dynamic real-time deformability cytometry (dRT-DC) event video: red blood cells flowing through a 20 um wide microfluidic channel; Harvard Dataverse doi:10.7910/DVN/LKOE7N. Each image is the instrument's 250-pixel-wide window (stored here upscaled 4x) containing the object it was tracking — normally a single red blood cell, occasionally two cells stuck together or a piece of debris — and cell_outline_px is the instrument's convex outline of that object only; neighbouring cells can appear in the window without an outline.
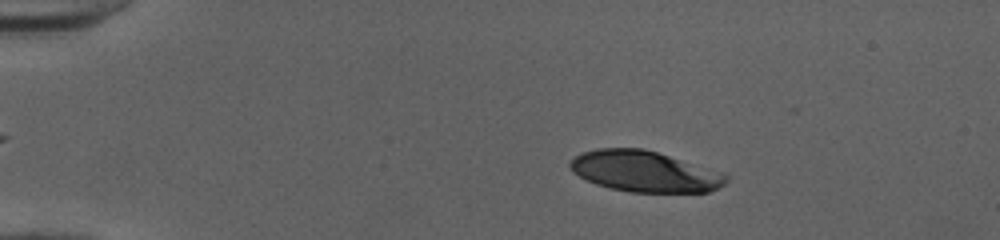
{"species": "human", "species_latin": "Homo sapiens", "temperature_condition": "cold", "stored_images_in_passage": 48, "camera_frame_rate_fps": 3000, "um_per_image_px": 0.085, "donor": {"sex": "female"}, "frame": {"image": 1, "passage_image": 6, "time_ms": 1.667, "image_size_px": [1000, 240], "cell_outline_px": [[728, 180], [724, 184], [708, 192], [632, 192], [608, 188], [596, 184], [572, 172], [568, 164], [580, 152], [596, 148], [644, 148], [724, 172], [728, 176]], "centroid_in_image_um": [54.79, 14.56], "position_along_channel_um": 30.2, "area_um2": 37.34}}
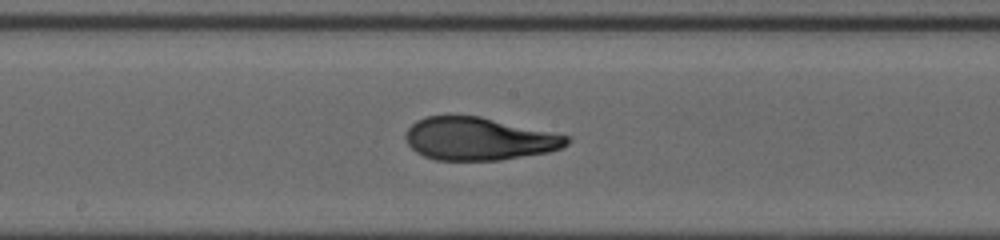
{"frame": {"image": 2, "passage_image": 25, "time_ms": 8.0, "image_size_px": [1000, 240], "cell_outline_px": [[572, 140], [564, 148], [548, 152], [500, 160], [436, 160], [424, 156], [416, 152], [408, 144], [404, 136], [408, 128], [416, 120], [424, 116], [480, 116], [568, 136]], "centroid_in_image_um": [40.69, 11.8], "position_along_channel_um": 207.5, "area_um2": 40.11}}
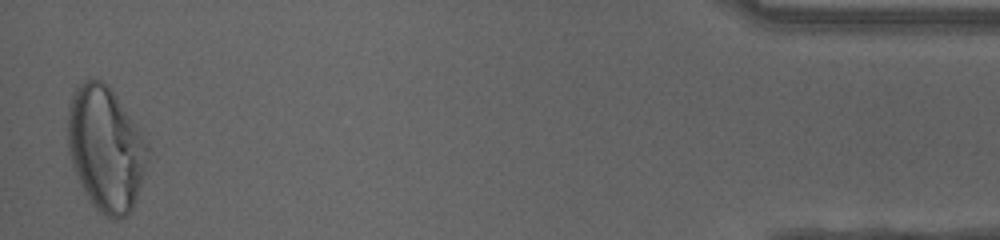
{"frame": {"image": 3, "passage_image": 47, "time_ms": 15.333, "image_size_px": [1000, 240], "cell_outline_px": [[148, 152], [136, 200], [132, 208], [124, 216], [116, 220], [112, 220], [100, 212], [96, 208], [84, 192], [76, 176], [68, 152], [68, 104], [72, 92], [84, 80], [100, 80], [108, 84], [140, 132], [148, 148]], "centroid_in_image_um": [8.93, 12.64], "position_along_channel_um": 426.3, "area_um2": 57.28}, "authors_computed_cell_mechanics": {"area_um2": 40.46, "velocity_mm_per_s": 4.0275, "shape_relaxation_time_tau1_ms": 5.5447, "shape_relaxation_time_tau2_ms": 0.9987, "deformation_change_tau1": 0.2368, "deformation_change_tau2": 0.0788}}